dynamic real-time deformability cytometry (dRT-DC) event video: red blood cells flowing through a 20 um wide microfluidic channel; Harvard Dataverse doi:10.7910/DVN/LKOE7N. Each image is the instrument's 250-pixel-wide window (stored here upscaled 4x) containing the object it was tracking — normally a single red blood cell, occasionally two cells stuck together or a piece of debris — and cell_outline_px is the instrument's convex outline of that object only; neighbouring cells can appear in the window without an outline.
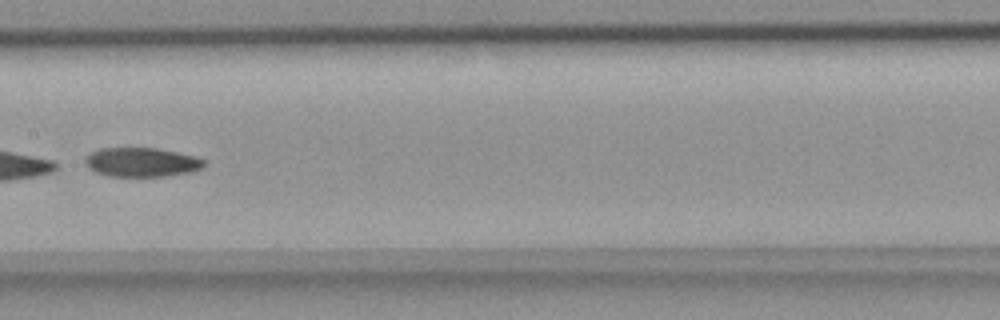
{"species": "common noctule bat (a hibernating species)", "species_latin": "Nyctalus noctula", "temperature_condition": "room temperature", "stored_images_in_passage": 8, "camera_frame_rate_fps": 3000, "um_per_image_px": 0.085, "animal": {"sex": "female", "body_mass_g": 18.4}, "frame": {"image": 1, "passage_image": 7, "time_ms": 2.0, "image_size_px": [1000, 320], "cell_outline_px": [[208, 164], [192, 172], [164, 176], [108, 176], [96, 172], [88, 168], [84, 164], [84, 156], [100, 148], [156, 148], [176, 152], [192, 156], [204, 160]], "centroid_in_image_um": [11.99, 13.79], "position_along_channel_um": 195.4, "area_um2": 20.23}}
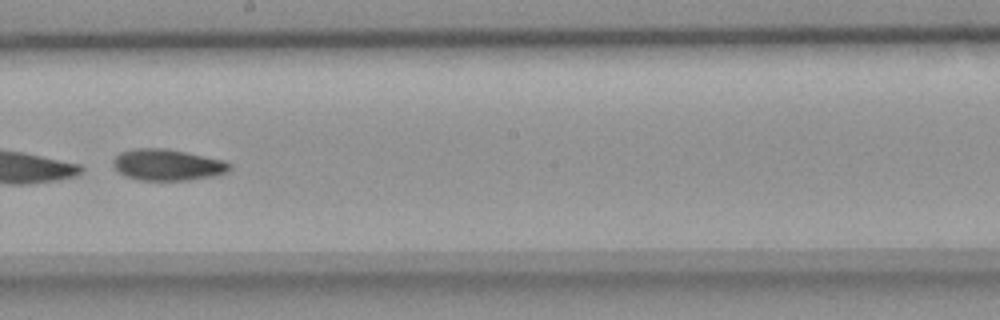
{"frame": {"image": 2, "passage_image": 8, "time_ms": 2.333, "image_size_px": [1000, 320], "cell_outline_px": [[232, 168], [228, 172], [216, 176], [188, 180], [140, 180], [128, 176], [120, 172], [112, 164], [112, 160], [120, 152], [132, 148], [168, 148], [224, 160], [232, 164]], "centroid_in_image_um": [14.28, 14.0], "position_along_channel_um": 233.9, "area_um2": 21.44}}